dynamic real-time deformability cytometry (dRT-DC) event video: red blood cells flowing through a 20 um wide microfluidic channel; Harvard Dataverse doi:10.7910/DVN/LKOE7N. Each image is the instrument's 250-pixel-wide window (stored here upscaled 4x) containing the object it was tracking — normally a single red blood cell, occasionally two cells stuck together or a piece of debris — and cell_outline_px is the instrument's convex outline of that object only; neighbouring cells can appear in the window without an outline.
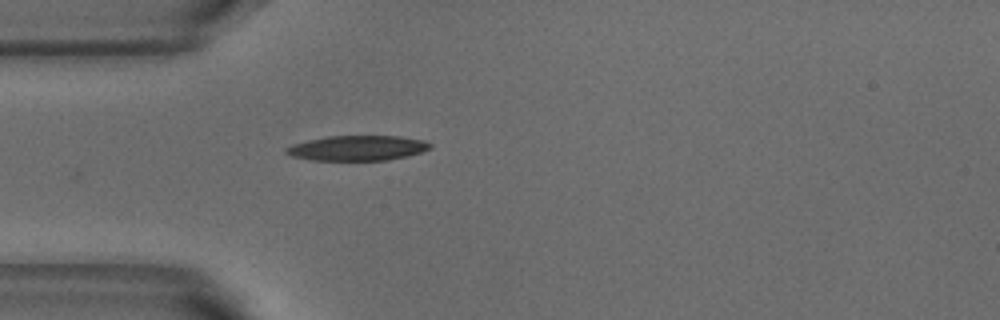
{"species": "common noctule bat (a hibernating species)", "species_latin": "Nyctalus noctula", "temperature_condition": "warm", "stored_images_in_passage": 1, "camera_frame_rate_fps": 3000, "um_per_image_px": 0.085, "animal": {"sex": "male", "body_mass_g": 18.8}, "frame": {"image": 1, "passage_image": 1, "time_ms": 0.0, "image_size_px": [1000, 320], "cell_outline_px": [[432, 148], [408, 156], [388, 160], [312, 160], [292, 156], [284, 152], [284, 148], [292, 144], [308, 140], [328, 136], [400, 136], [424, 140], [432, 144]], "centroid_in_image_um": [30.39, 12.58], "position_along_channel_um": 54.6, "area_um2": 21.1}}